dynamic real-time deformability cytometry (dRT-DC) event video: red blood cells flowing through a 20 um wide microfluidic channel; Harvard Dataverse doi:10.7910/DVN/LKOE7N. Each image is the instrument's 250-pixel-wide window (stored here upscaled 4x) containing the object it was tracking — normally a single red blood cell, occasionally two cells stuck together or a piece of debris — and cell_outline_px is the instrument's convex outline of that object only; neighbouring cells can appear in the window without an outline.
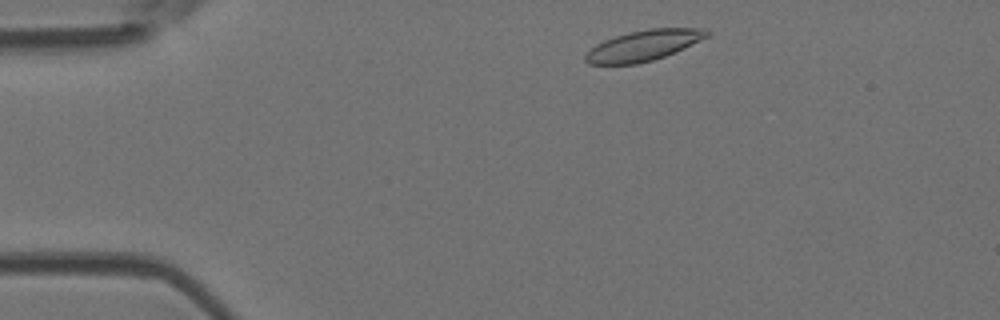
{"species": "Egyptian fruit bat (a non-hibernating species)", "species_latin": "Rousettus aegyptiacus", "temperature_condition": "room temperature", "stored_images_in_passage": 3, "camera_frame_rate_fps": 3000, "um_per_image_px": 0.085, "animal": {"sex": "female"}, "frame": {"image": 1, "passage_image": 1, "time_ms": 0.0, "image_size_px": [1000, 320], "cell_outline_px": [[708, 36], [676, 52], [652, 60], [636, 64], [588, 64], [584, 60], [584, 56], [596, 44], [604, 40], [628, 32], [648, 28], [708, 28]], "centroid_in_image_um": [54.7, 3.86], "position_along_channel_um": 30.3, "area_um2": 21.56}}